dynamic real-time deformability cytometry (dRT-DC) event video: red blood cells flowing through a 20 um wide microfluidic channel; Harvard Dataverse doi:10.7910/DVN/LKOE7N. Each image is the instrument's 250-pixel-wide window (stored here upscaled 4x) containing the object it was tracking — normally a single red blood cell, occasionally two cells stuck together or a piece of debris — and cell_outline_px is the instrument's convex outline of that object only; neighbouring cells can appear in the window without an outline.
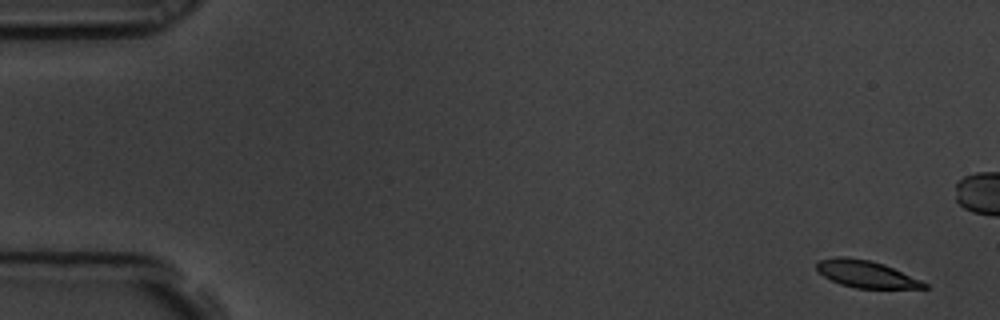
{"species": "common noctule bat (a hibernating species)", "species_latin": "Nyctalus noctula", "temperature_condition": "room temperature", "stored_images_in_passage": 8, "camera_frame_rate_fps": 3000, "um_per_image_px": 0.085, "animal": {"sex": "male", "body_mass_g": 19.5, "forearm_length_mm": 54.6}, "frame": {"image": 1, "passage_image": 1, "time_ms": 0.0, "image_size_px": [1000, 320], "cell_outline_px": [[928, 288], [856, 288], [840, 284], [824, 276], [816, 268], [816, 260], [836, 256], [844, 256], [868, 260], [884, 264], [920, 280], [928, 284]], "centroid_in_image_um": [73.58, 23.28], "position_along_channel_um": 11.4, "area_um2": 16.82}}
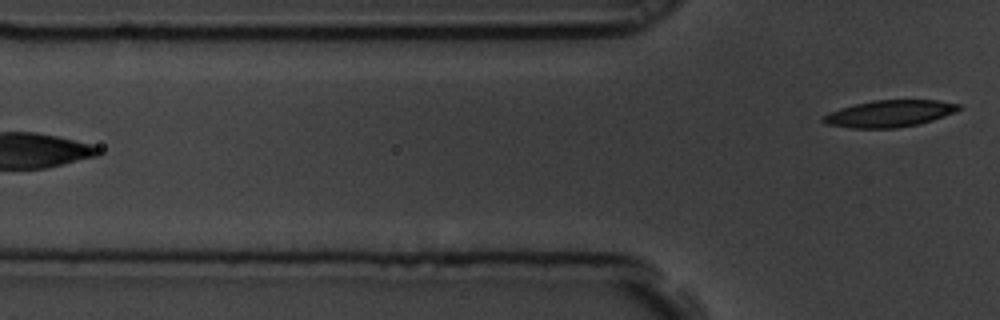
{"frame": {"image": 2, "passage_image": 8, "time_ms": 2.333, "image_size_px": [1000, 320], "cell_outline_px": [[964, 108], [956, 112], [920, 124], [896, 128], [852, 128], [824, 124], [820, 120], [820, 116], [840, 108], [872, 100], [936, 100], [960, 104]], "centroid_in_image_um": [75.6, 9.66], "position_along_channel_um": 50.2, "area_um2": 21.39}}